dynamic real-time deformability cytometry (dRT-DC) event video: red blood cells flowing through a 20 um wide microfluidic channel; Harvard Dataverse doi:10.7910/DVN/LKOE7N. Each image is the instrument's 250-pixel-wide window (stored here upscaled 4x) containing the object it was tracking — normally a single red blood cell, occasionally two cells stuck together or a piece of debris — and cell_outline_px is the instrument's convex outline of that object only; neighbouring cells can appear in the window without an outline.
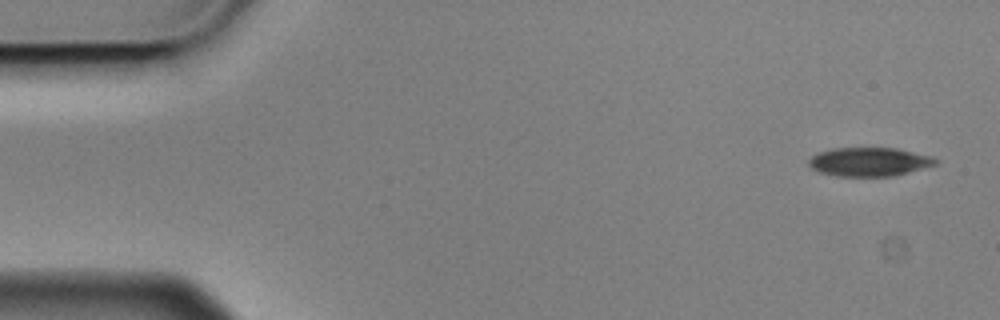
{"species": "Egyptian fruit bat (a non-hibernating species)", "species_latin": "Rousettus aegyptiacus", "temperature_condition": "cold", "stored_images_in_passage": 8, "camera_frame_rate_fps": 3000, "um_per_image_px": 0.085, "animal": {"sex": "male"}, "frame": {"image": 1, "passage_image": 1, "time_ms": 0.0, "image_size_px": [1000, 320], "cell_outline_px": [[940, 160], [936, 164], [908, 172], [892, 176], [836, 176], [816, 172], [808, 164], [808, 160], [816, 152], [832, 148], [896, 148], [932, 156]], "centroid_in_image_um": [73.84, 13.75], "position_along_channel_um": 11.2, "area_um2": 21.39}}
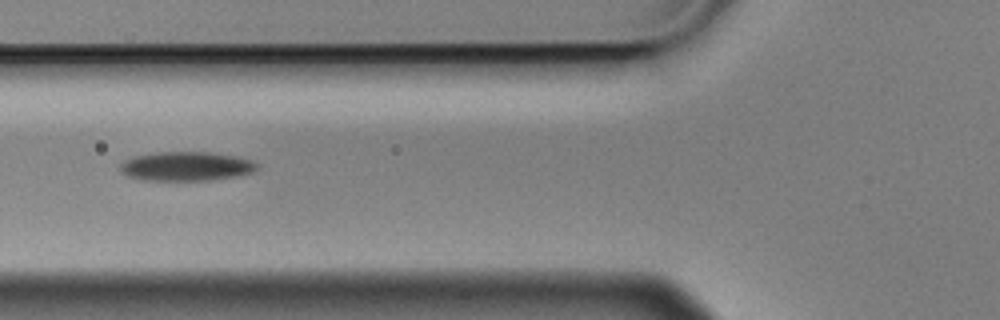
{"frame": {"image": 2, "passage_image": 6, "time_ms": 1.667, "image_size_px": [1000, 320], "cell_outline_px": [[260, 164], [252, 172], [236, 176], [208, 180], [144, 180], [128, 176], [120, 172], [120, 164], [124, 160], [136, 156], [160, 152], [208, 152], [236, 156], [252, 160]], "centroid_in_image_um": [15.83, 14.13], "position_along_channel_um": 110.0, "area_um2": 23.12}}
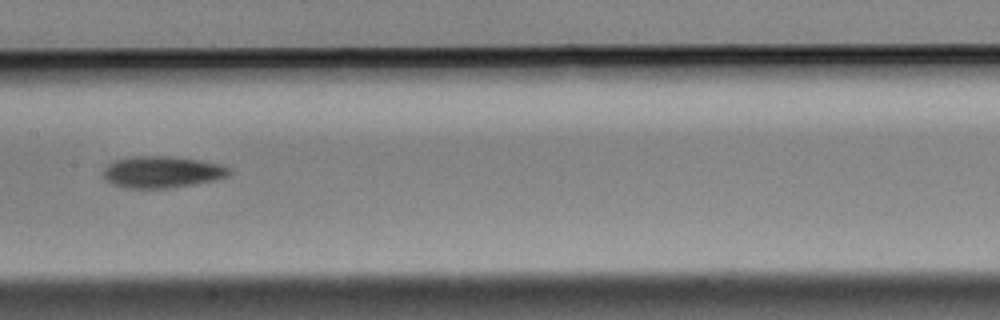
{"frame": {"image": 3, "passage_image": 8, "time_ms": 2.333, "image_size_px": [1000, 320], "cell_outline_px": [[232, 172], [228, 176], [216, 180], [168, 188], [128, 188], [116, 184], [108, 180], [104, 176], [104, 168], [112, 160], [132, 156], [172, 156], [200, 160], [220, 164], [232, 168]], "centroid_in_image_um": [13.82, 14.6], "position_along_channel_um": 193.6, "area_um2": 23.24}}